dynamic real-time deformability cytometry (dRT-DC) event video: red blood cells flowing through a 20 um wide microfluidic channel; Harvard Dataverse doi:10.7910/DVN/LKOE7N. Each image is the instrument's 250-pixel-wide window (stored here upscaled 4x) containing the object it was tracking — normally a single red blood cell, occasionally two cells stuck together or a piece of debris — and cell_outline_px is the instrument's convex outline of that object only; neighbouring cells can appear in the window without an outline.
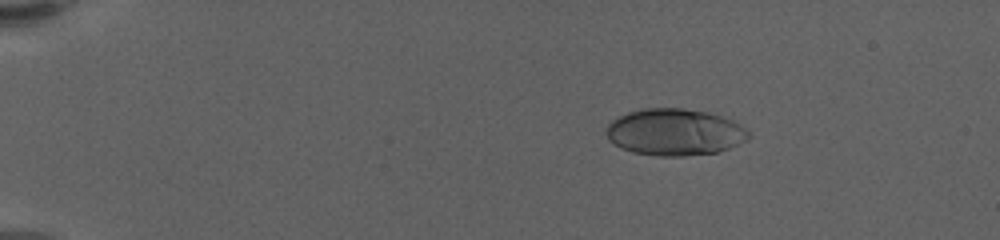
{"species": "human", "species_latin": "Homo sapiens", "temperature_condition": "warm", "stored_images_in_passage": 60, "camera_frame_rate_fps": 3000, "um_per_image_px": 0.085, "donor": {"sex": "female"}, "frame": {"image": 1, "passage_image": 11, "time_ms": 3.333, "image_size_px": [1000, 240], "cell_outline_px": [[748, 136], [744, 140], [728, 148], [716, 152], [684, 156], [660, 156], [632, 152], [620, 148], [608, 140], [604, 132], [608, 124], [612, 120], [628, 112], [640, 108], [684, 108], [708, 112], [732, 120], [740, 124], [748, 132]], "centroid_in_image_um": [57.27, 11.22], "position_along_channel_um": 27.7, "area_um2": 38.73}}
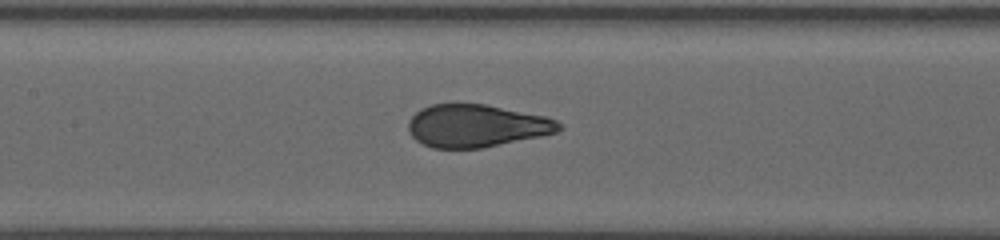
{"frame": {"image": 2, "passage_image": 31, "time_ms": 10.0, "image_size_px": [1000, 240], "cell_outline_px": [[564, 128], [556, 132], [540, 136], [480, 148], [432, 148], [416, 140], [408, 132], [408, 120], [420, 108], [432, 104], [484, 104], [548, 116], [564, 124]], "centroid_in_image_um": [40.51, 10.68], "position_along_channel_um": 166.9, "area_um2": 37.51}}
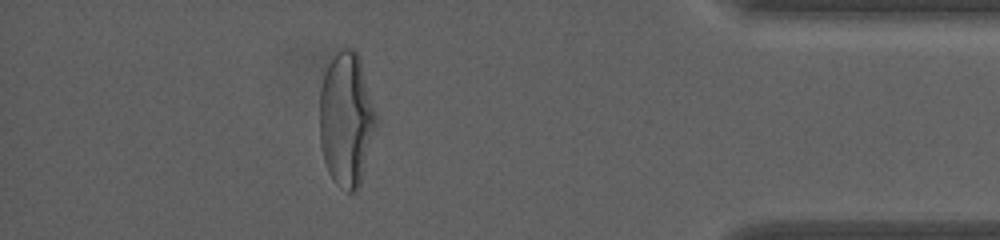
{"frame": {"image": 3, "passage_image": 54, "time_ms": 17.667, "image_size_px": [1000, 240], "cell_outline_px": [[376, 128], [360, 184], [356, 192], [348, 192], [340, 188], [332, 180], [328, 172], [324, 160], [320, 144], [320, 92], [324, 76], [336, 52], [340, 48], [356, 48], [360, 60], [376, 112]], "centroid_in_image_um": [29.44, 10.18], "position_along_channel_um": 405.8, "area_um2": 43.99}, "authors_computed_cell_mechanics": {"area_um2": 38.6971, "velocity_mm_per_s": 3.5681, "shape_relaxation_time_tau1_ms": 6.0978, "shape_relaxation_time_tau2_ms": null, "deformation_change_tau1": 0.2386, "deformation_change_tau2": null}}